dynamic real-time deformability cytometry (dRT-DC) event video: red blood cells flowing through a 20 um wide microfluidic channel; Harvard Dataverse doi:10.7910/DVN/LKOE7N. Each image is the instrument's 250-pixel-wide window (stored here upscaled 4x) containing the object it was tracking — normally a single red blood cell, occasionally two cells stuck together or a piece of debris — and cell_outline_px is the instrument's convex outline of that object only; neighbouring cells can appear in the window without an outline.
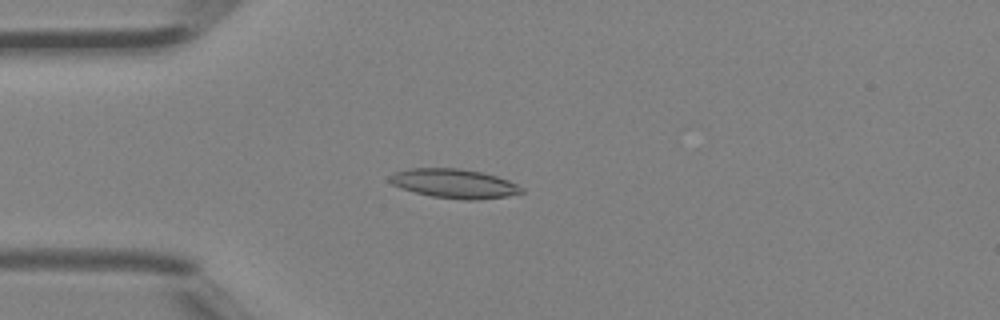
{"species": "Egyptian fruit bat (a non-hibernating species)", "species_latin": "Rousettus aegyptiacus", "temperature_condition": "room temperature", "stored_images_in_passage": 36, "camera_frame_rate_fps": 3000, "um_per_image_px": 0.085, "animal": {"sex": "female"}, "frame": {"image": 1, "passage_image": 3, "time_ms": 0.667, "image_size_px": [1000, 320], "cell_outline_px": [[524, 192], [508, 196], [476, 200], [460, 200], [432, 196], [400, 188], [392, 184], [388, 180], [388, 176], [392, 172], [408, 168], [460, 168], [484, 172], [508, 180], [524, 188]], "centroid_in_image_um": [38.59, 15.59], "position_along_channel_um": 46.4, "area_um2": 22.72}}
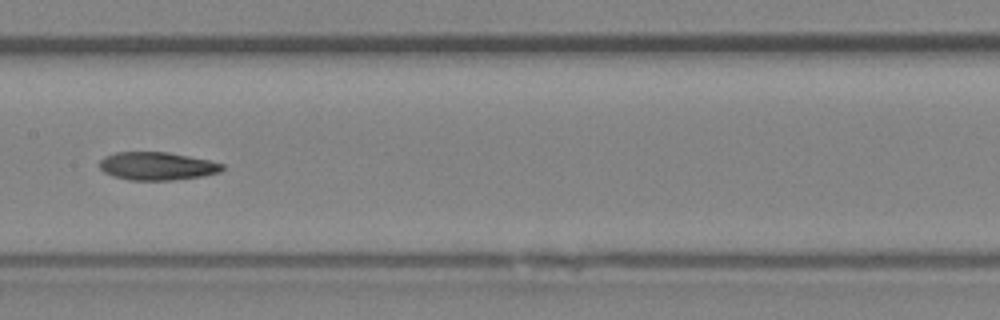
{"frame": {"image": 2, "passage_image": 14, "time_ms": 4.333, "image_size_px": [1000, 320], "cell_outline_px": [[224, 168], [220, 172], [204, 176], [172, 180], [128, 180], [112, 176], [104, 172], [100, 168], [100, 160], [104, 156], [116, 152], [168, 152], [208, 160], [224, 164]], "centroid_in_image_um": [13.34, 14.12], "position_along_channel_um": 194.1, "area_um2": 20.11}}
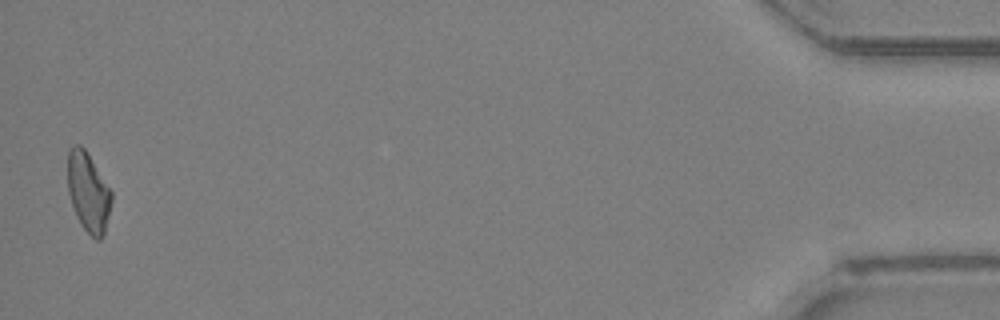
{"frame": {"image": 3, "passage_image": 36, "time_ms": 11.667, "image_size_px": [1000, 320], "cell_outline_px": [[112, 200], [104, 232], [100, 240], [96, 240], [80, 224], [76, 216], [68, 192], [68, 152], [72, 144], [80, 144], [84, 148], [112, 192]], "centroid_in_image_um": [7.49, 16.32], "position_along_channel_um": 427.7, "area_um2": 20.0}, "authors_computed_cell_mechanics": {"area_um2": 20.2011, "velocity_mm_per_s": 4.467, "shape_relaxation_time_tau1_ms": 5.7253, "shape_relaxation_time_tau2_ms": 4.4837, "deformation_change_tau1": 0.1736, "deformation_change_tau2": 0.1252}}